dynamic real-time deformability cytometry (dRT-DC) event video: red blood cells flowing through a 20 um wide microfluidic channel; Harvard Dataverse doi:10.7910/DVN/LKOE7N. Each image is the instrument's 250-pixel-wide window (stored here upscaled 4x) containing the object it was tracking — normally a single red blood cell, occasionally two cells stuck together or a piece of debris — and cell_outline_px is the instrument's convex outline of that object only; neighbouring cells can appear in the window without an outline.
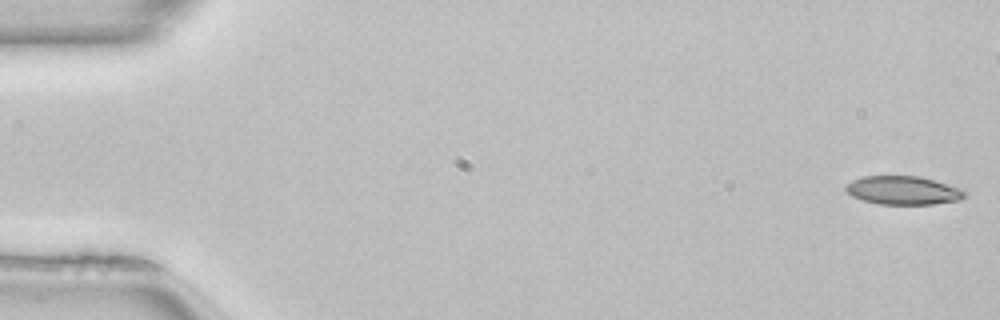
{"species": "common noctule bat (a hibernating species)", "species_latin": "Nyctalus noctula", "temperature_condition": "room temperature", "stored_images_in_passage": 51, "camera_frame_rate_fps": 3000, "um_per_image_px": 0.085, "animal": {"sex": "female", "body_mass_g": 22.7, "forearm_length_mm": 54.2}, "frame": {"image": 1, "passage_image": 1, "time_ms": 0.0, "image_size_px": [1000, 320], "cell_outline_px": [[968, 196], [960, 200], [932, 204], [876, 204], [852, 196], [844, 188], [852, 180], [864, 176], [920, 176], [960, 188], [968, 192]], "centroid_in_image_um": [76.8, 16.18], "position_along_channel_um": 8.2, "area_um2": 19.77}}